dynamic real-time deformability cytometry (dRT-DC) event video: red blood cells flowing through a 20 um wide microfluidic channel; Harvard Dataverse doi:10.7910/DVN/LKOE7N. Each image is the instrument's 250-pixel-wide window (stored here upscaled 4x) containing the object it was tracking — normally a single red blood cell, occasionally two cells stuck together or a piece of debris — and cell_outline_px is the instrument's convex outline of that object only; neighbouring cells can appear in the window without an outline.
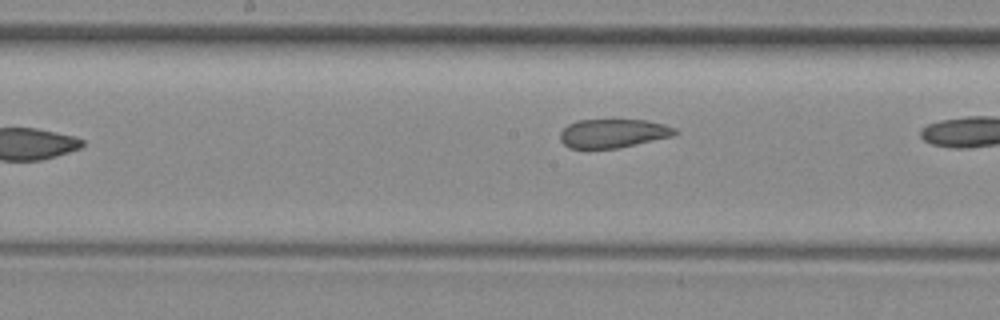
{"species": "common noctule bat (a hibernating species)", "species_latin": "Nyctalus noctula", "temperature_condition": "room temperature", "stored_images_in_passage": 9, "camera_frame_rate_fps": 3000, "um_per_image_px": 0.085, "animal": {"sex": "female", "body_mass_g": 29.2, "forearm_length_mm": 56.3}, "frame": {"image": 1, "passage_image": 7, "time_ms": 7.667, "image_size_px": [1000, 320], "cell_outline_px": [[680, 132], [672, 136], [620, 148], [568, 148], [560, 140], [560, 132], [568, 124], [576, 120], [644, 120], [664, 124], [676, 128]], "centroid_in_image_um": [52.12, 11.33], "position_along_channel_um": 196.1, "area_um2": 19.31}}